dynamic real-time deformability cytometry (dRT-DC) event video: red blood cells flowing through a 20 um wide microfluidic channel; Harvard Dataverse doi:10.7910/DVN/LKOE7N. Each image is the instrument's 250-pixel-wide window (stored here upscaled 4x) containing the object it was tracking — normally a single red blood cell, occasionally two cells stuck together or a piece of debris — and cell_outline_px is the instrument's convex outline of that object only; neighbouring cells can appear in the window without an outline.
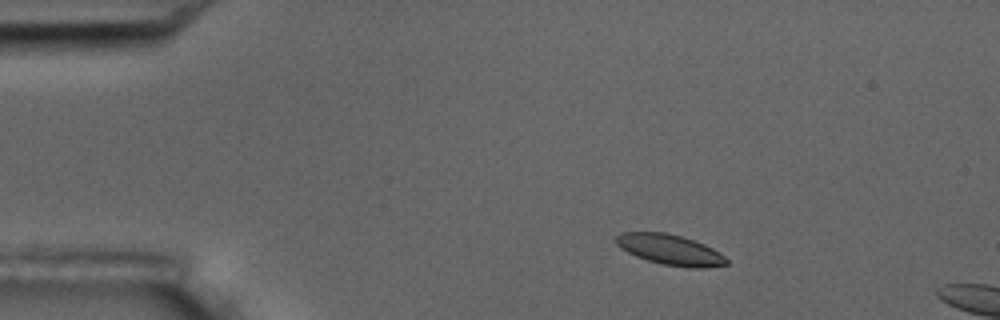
{"species": "common noctule bat (a hibernating species)", "species_latin": "Nyctalus noctula", "temperature_condition": "room temperature", "stored_images_in_passage": 3, "camera_frame_rate_fps": 3000, "um_per_image_px": 0.085, "animal": {"sex": "male", "body_mass_g": 17.5, "forearm_length_mm": 52.3}, "frame": {"image": 1, "passage_image": 1, "time_ms": 0.0, "image_size_px": [1000, 320], "cell_outline_px": [[728, 264], [704, 268], [692, 268], [664, 264], [648, 260], [636, 256], [620, 248], [616, 244], [616, 236], [620, 232], [664, 232], [680, 236], [704, 244], [712, 248], [724, 256], [728, 260]], "centroid_in_image_um": [56.94, 21.22], "position_along_channel_um": 28.1, "area_um2": 19.36}}